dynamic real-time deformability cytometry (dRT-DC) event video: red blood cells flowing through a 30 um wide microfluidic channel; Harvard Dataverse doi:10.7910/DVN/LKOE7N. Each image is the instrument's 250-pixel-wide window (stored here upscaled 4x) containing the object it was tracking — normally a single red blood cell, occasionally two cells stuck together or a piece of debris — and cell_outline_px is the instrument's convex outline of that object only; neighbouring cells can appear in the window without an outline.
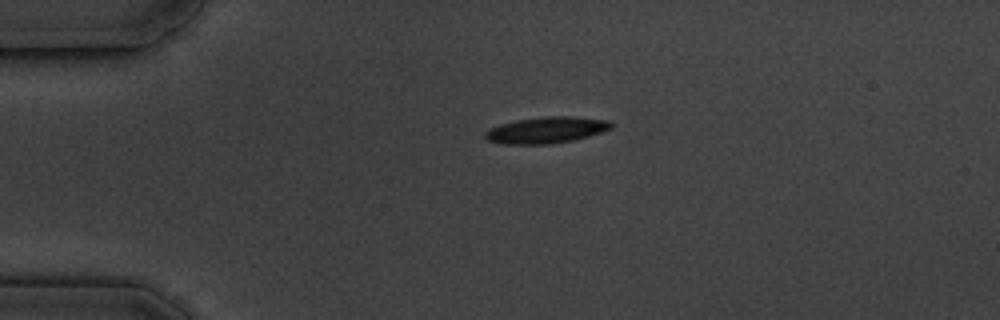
{"species": "common noctule bat (a hibernating species)", "species_latin": "Nyctalus noctula", "temperature_condition": "cold", "stored_images_in_passage": 2, "camera_frame_rate_fps": 3000, "um_per_image_px": 0.085, "animal": {"sex": "male", "body_mass_g": 19.5, "forearm_length_mm": 54.6}, "frame": {"image": 1, "passage_image": 1, "time_ms": 0.0, "image_size_px": [1000, 320], "cell_outline_px": [[612, 128], [588, 136], [572, 140], [548, 144], [504, 144], [488, 140], [484, 136], [484, 132], [488, 128], [500, 124], [516, 120], [548, 116], [576, 116], [608, 120], [612, 124]], "centroid_in_image_um": [46.41, 11.04], "position_along_channel_um": 38.6, "area_um2": 19.31}}